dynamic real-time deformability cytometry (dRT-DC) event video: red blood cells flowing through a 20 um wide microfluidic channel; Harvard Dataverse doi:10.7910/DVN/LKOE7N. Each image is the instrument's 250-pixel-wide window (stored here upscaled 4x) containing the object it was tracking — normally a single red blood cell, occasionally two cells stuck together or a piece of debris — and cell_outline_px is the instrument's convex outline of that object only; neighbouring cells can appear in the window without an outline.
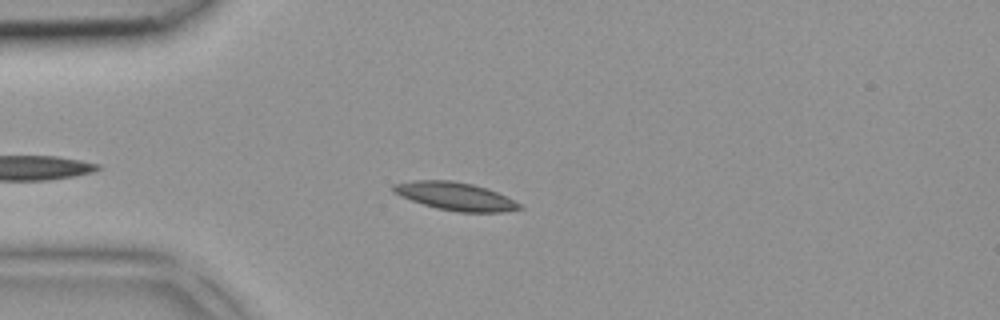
{"species": "common noctule bat (a hibernating species)", "species_latin": "Nyctalus noctula", "temperature_condition": "room temperature", "stored_images_in_passage": 34, "camera_frame_rate_fps": 3000, "um_per_image_px": 0.085, "animal": {"sex": "female", "body_mass_g": 18.4}, "frame": {"image": 1, "passage_image": 5, "time_ms": 1.333, "image_size_px": [1000, 320], "cell_outline_px": [[524, 208], [504, 212], [460, 212], [436, 208], [400, 196], [392, 192], [392, 184], [412, 180], [452, 180], [472, 184], [488, 188], [520, 204]], "centroid_in_image_um": [38.67, 16.67], "position_along_channel_um": 46.3, "area_um2": 20.52}}
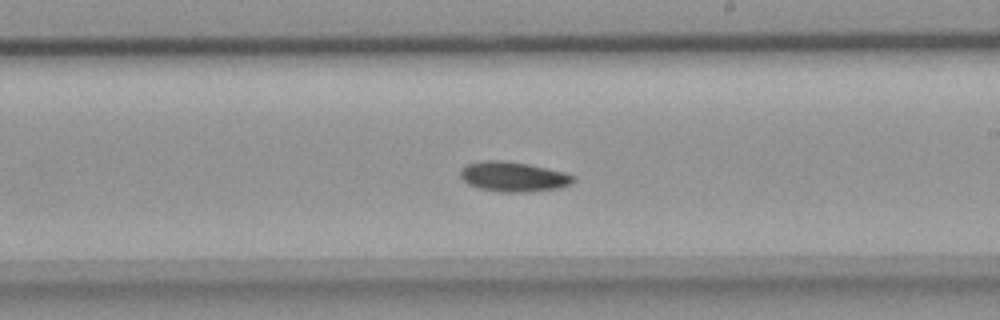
{"frame": {"image": 2, "passage_image": 19, "time_ms": 6.0, "image_size_px": [1000, 320], "cell_outline_px": [[576, 180], [572, 184], [560, 188], [524, 192], [496, 192], [480, 188], [468, 184], [460, 176], [460, 168], [464, 164], [480, 160], [504, 160], [528, 164], [564, 172], [576, 176]], "centroid_in_image_um": [43.62, 15.01], "position_along_channel_um": 245.4, "area_um2": 20.0}}
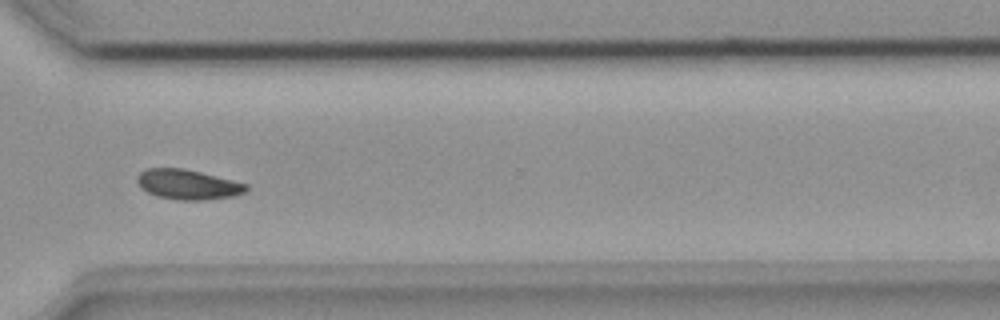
{"frame": {"image": 3, "passage_image": 26, "time_ms": 8.333, "image_size_px": [1000, 320], "cell_outline_px": [[248, 188], [244, 192], [232, 196], [204, 200], [180, 200], [160, 196], [148, 192], [140, 188], [136, 180], [136, 176], [140, 172], [148, 168], [184, 168], [248, 184]], "centroid_in_image_um": [15.94, 15.67], "position_along_channel_um": 354.7, "area_um2": 18.84}}